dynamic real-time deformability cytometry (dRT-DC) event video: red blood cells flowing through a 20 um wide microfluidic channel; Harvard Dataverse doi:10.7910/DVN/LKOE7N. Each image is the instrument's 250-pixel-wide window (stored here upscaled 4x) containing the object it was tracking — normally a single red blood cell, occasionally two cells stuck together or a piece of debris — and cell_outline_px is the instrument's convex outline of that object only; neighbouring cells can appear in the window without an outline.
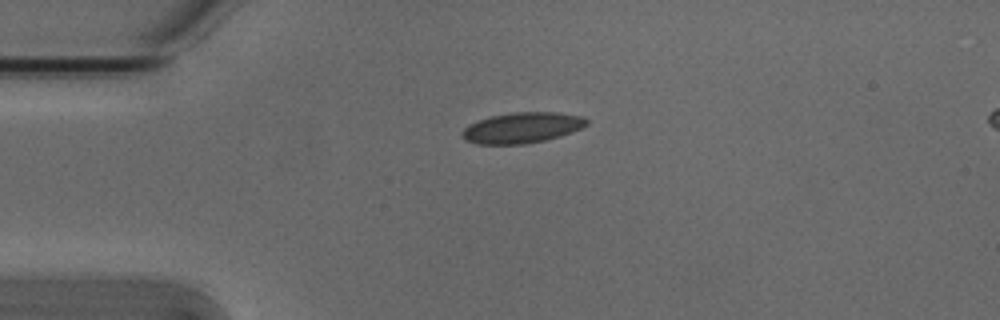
{"species": "Egyptian fruit bat (a non-hibernating species)", "species_latin": "Rousettus aegyptiacus", "temperature_condition": "cold", "stored_images_in_passage": 5, "camera_frame_rate_fps": 3000, "um_per_image_px": 0.085, "animal": {"sex": "male"}, "frame": {"image": 1, "passage_image": 1, "time_ms": 0.0, "image_size_px": [1000, 320], "cell_outline_px": [[588, 124], [572, 132], [560, 136], [544, 140], [524, 144], [476, 144], [464, 140], [460, 136], [460, 132], [468, 124], [492, 116], [512, 112], [556, 112], [584, 116], [588, 120]], "centroid_in_image_um": [44.35, 10.86], "position_along_channel_um": 40.6, "area_um2": 22.37}}